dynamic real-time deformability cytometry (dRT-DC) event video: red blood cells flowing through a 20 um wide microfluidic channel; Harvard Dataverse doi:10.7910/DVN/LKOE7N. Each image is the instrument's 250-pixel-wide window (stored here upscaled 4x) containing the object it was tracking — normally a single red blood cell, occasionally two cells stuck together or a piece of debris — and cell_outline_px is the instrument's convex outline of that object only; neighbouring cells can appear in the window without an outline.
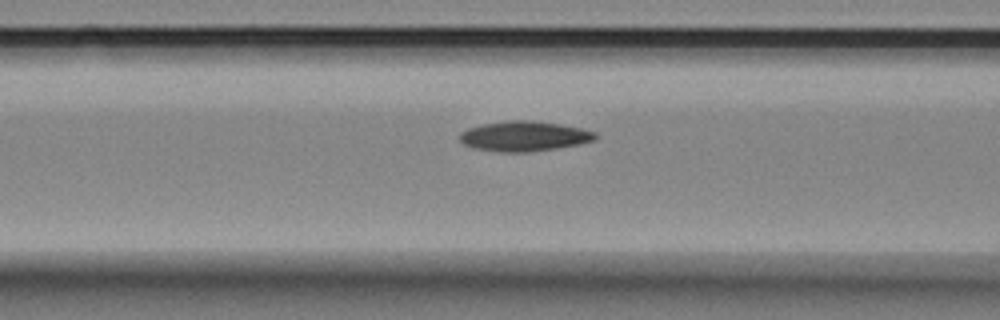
{"species": "Egyptian fruit bat (a non-hibernating species)", "species_latin": "Rousettus aegyptiacus", "temperature_condition": "room temperature", "stored_images_in_passage": 20, "camera_frame_rate_fps": 3000, "um_per_image_px": 0.085, "animal": {"sex": "female"}, "frame": {"image": 1, "passage_image": 18, "time_ms": 5.667, "image_size_px": [1000, 320], "cell_outline_px": [[596, 140], [580, 144], [556, 148], [528, 152], [500, 152], [472, 148], [464, 144], [460, 140], [460, 132], [468, 128], [484, 124], [508, 120], [532, 120], [560, 124], [580, 128], [596, 132]], "centroid_in_image_um": [44.55, 11.58], "position_along_channel_um": 122.0, "area_um2": 23.76}}